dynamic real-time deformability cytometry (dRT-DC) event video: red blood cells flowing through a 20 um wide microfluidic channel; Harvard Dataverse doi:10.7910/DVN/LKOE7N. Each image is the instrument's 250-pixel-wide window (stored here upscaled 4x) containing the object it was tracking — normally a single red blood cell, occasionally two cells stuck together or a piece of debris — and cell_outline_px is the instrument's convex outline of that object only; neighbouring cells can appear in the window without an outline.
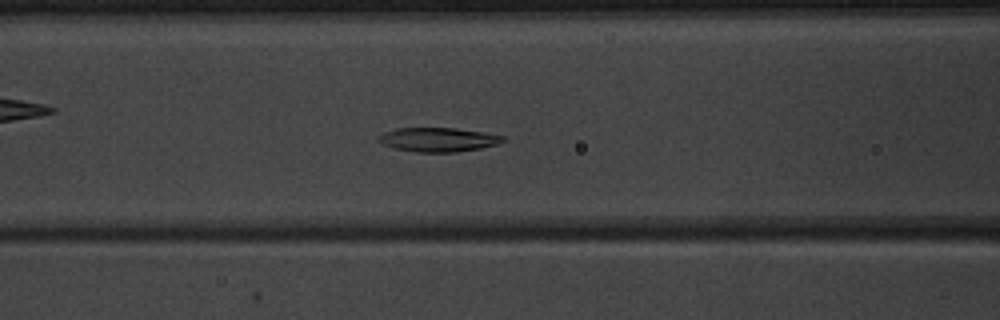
{"species": "common noctule bat (a hibernating species)", "species_latin": "Nyctalus noctula", "temperature_condition": "warm", "stored_images_in_passage": 37, "camera_frame_rate_fps": 3000, "um_per_image_px": 0.085, "animal": {"sex": "male", "body_mass_g": 20.1, "forearm_length_mm": 53.5}, "frame": {"image": 1, "passage_image": 8, "time_ms": 2.333, "image_size_px": [1000, 320], "cell_outline_px": [[504, 140], [496, 144], [480, 148], [456, 152], [416, 152], [392, 148], [376, 140], [376, 136], [384, 132], [396, 128], [456, 128], [484, 132], [504, 136]], "centroid_in_image_um": [37.18, 11.86], "position_along_channel_um": 129.4, "area_um2": 17.51}}
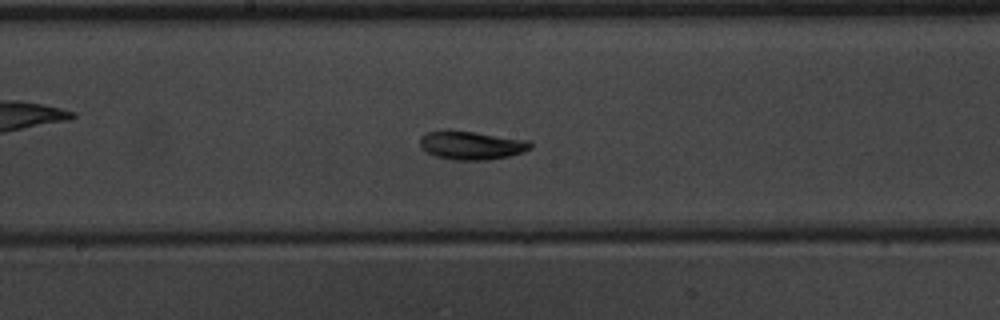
{"frame": {"image": 2, "passage_image": 14, "time_ms": 4.333, "image_size_px": [1000, 320], "cell_outline_px": [[532, 148], [524, 152], [508, 156], [488, 160], [452, 160], [436, 156], [420, 148], [420, 136], [424, 132], [444, 128], [448, 128], [532, 140]], "centroid_in_image_um": [40.05, 12.31], "position_along_channel_um": 208.1, "area_um2": 19.07}}
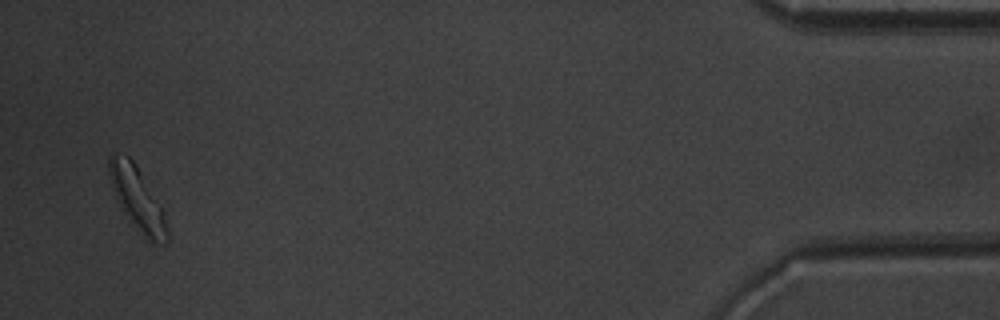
{"frame": {"image": 3, "passage_image": 36, "time_ms": 11.667, "image_size_px": [1000, 320], "cell_outline_px": [[168, 240], [164, 244], [148, 240], [128, 220], [120, 208], [116, 200], [108, 176], [108, 156], [112, 152], [116, 152], [128, 156], [136, 164], [160, 208], [168, 228]], "centroid_in_image_um": [11.59, 16.85], "position_along_channel_um": 423.6, "area_um2": 21.04}, "authors_computed_cell_mechanics": {"area_um2": 17.7446, "velocity_mm_per_s": 3.9429, "shape_relaxation_time_tau1_ms": 3.7053, "shape_relaxation_time_tau2_ms": 3.6908, "deformation_change_tau1": 0.1175, "deformation_change_tau2": 0.0855}}